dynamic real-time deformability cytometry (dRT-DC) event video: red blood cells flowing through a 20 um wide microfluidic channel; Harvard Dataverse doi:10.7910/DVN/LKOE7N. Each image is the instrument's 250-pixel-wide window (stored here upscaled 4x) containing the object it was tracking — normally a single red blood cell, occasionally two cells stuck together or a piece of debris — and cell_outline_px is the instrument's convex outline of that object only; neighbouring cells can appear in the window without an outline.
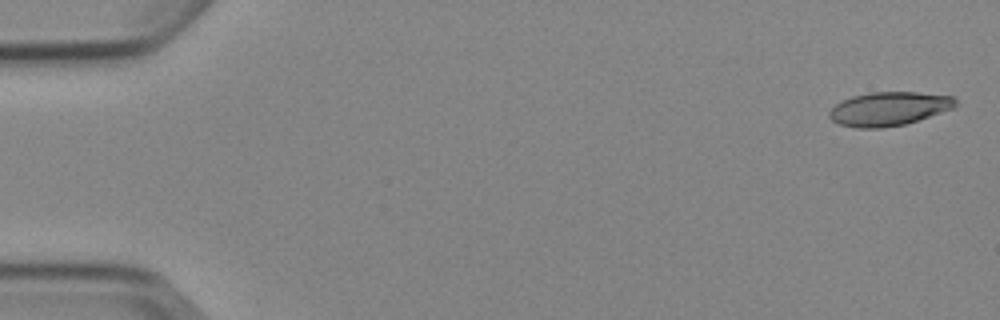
{"species": "Egyptian fruit bat (a non-hibernating species)", "species_latin": "Rousettus aegyptiacus", "temperature_condition": "cold", "stored_images_in_passage": 6, "camera_frame_rate_fps": 3000, "um_per_image_px": 0.085, "animal": {"sex": "female"}, "frame": {"image": 1, "passage_image": 1, "time_ms": 0.0, "image_size_px": [1000, 320], "cell_outline_px": [[956, 104], [952, 108], [904, 124], [880, 128], [856, 128], [840, 124], [832, 120], [828, 116], [828, 112], [836, 104], [852, 96], [872, 92], [916, 92], [952, 96], [956, 100]], "centroid_in_image_um": [75.51, 9.24], "position_along_channel_um": 9.5, "area_um2": 24.45}}
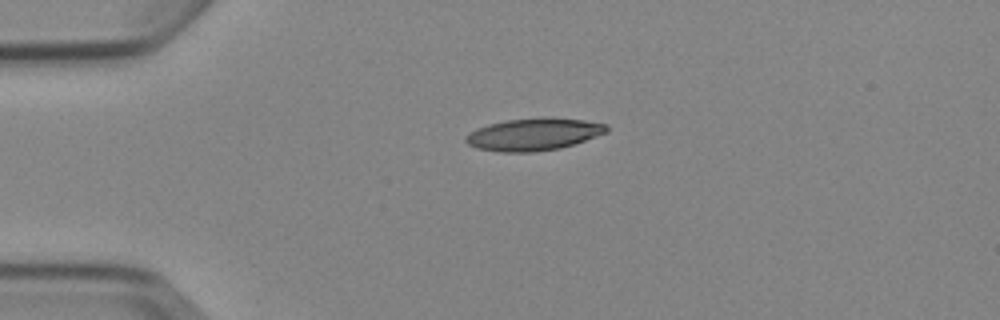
{"frame": {"image": 2, "passage_image": 4, "time_ms": 3.667, "image_size_px": [1000, 320], "cell_outline_px": [[608, 132], [560, 148], [532, 152], [500, 152], [476, 148], [468, 144], [464, 140], [464, 136], [476, 128], [488, 124], [508, 120], [540, 116], [552, 116], [584, 120], [608, 124]], "centroid_in_image_um": [45.35, 11.39], "position_along_channel_um": 39.7, "area_um2": 26.82}}
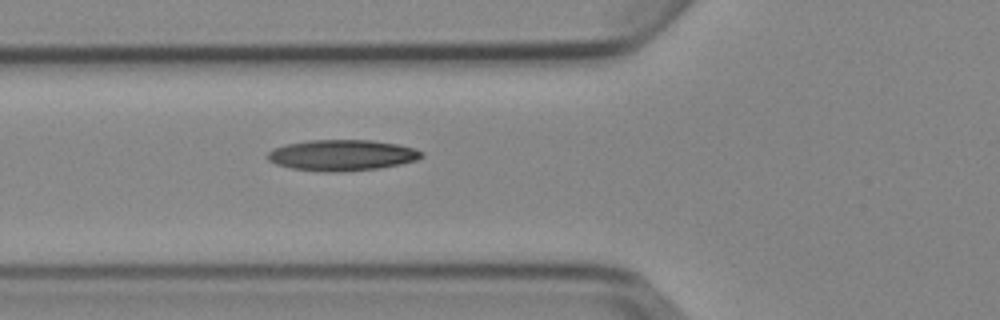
{"frame": {"image": 3, "passage_image": 6, "time_ms": 6.0, "image_size_px": [1000, 320], "cell_outline_px": [[424, 156], [416, 160], [400, 164], [380, 168], [340, 172], [324, 172], [292, 168], [276, 164], [268, 160], [268, 152], [276, 148], [288, 144], [308, 140], [372, 140], [396, 144], [416, 148], [424, 152]], "centroid_in_image_um": [29.12, 13.19], "position_along_channel_um": 96.7, "area_um2": 27.74}}